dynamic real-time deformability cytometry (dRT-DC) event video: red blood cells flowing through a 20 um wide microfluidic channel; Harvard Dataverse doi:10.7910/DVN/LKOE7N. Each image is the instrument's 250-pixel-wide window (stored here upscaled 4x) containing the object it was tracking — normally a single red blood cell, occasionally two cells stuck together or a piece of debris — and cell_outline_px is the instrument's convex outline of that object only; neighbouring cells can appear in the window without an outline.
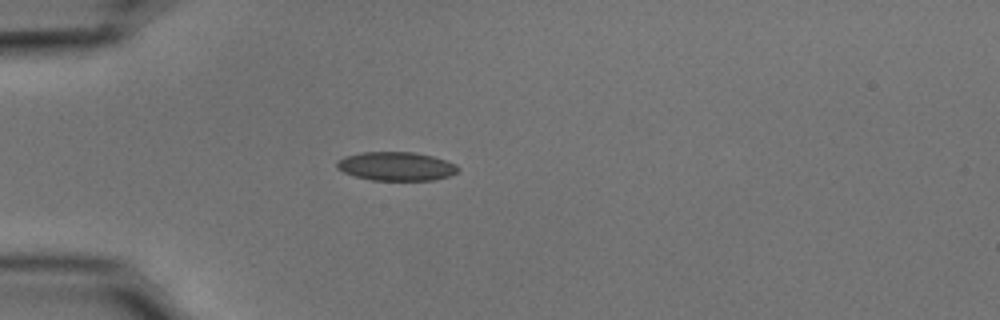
{"species": "common noctule bat (a hibernating species)", "species_latin": "Nyctalus noctula", "temperature_condition": "cold", "stored_images_in_passage": 19, "camera_frame_rate_fps": 3000, "um_per_image_px": 0.085, "animal": {"sex": "male", "body_mass_g": 15.6}, "frame": {"image": 1, "passage_image": 1, "time_ms": 0.0, "image_size_px": [1000, 320], "cell_outline_px": [[460, 168], [456, 172], [448, 176], [432, 180], [372, 180], [356, 176], [344, 172], [336, 168], [336, 160], [344, 156], [360, 152], [412, 152], [432, 156], [456, 164]], "centroid_in_image_um": [33.64, 14.12], "position_along_channel_um": 51.4, "area_um2": 20.23}}
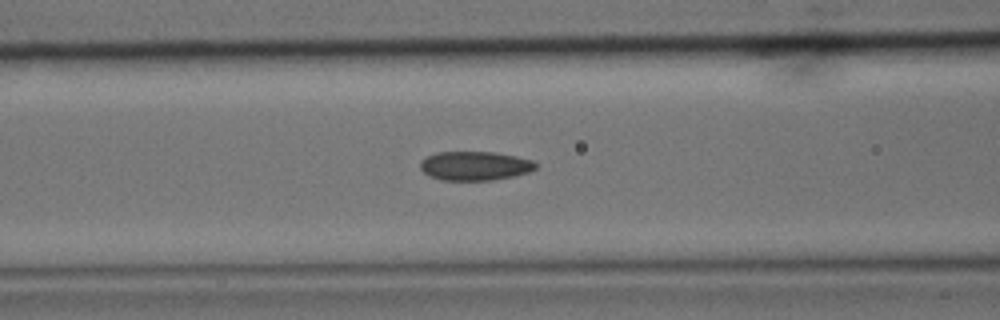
{"frame": {"image": 2, "passage_image": 8, "time_ms": 2.333, "image_size_px": [1000, 320], "cell_outline_px": [[536, 168], [528, 172], [512, 176], [492, 180], [440, 180], [428, 176], [420, 168], [420, 160], [436, 152], [492, 152], [516, 156], [532, 160], [536, 164]], "centroid_in_image_um": [40.32, 14.1], "position_along_channel_um": 126.3, "area_um2": 19.48}}
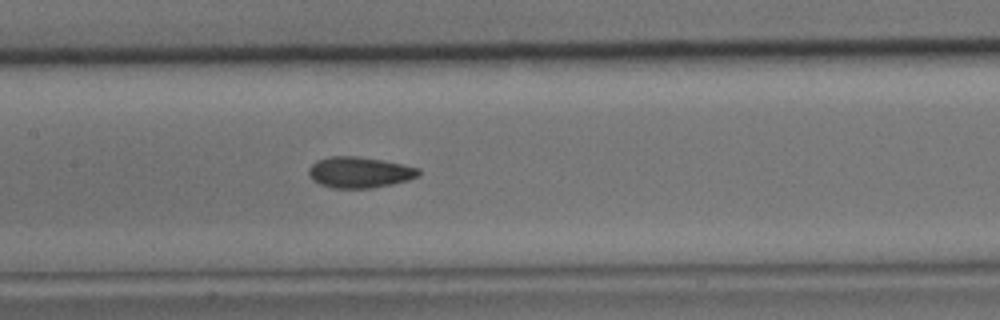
{"frame": {"image": 3, "passage_image": 12, "time_ms": 3.667, "image_size_px": [1000, 320], "cell_outline_px": [[420, 176], [408, 180], [392, 184], [372, 188], [332, 188], [320, 184], [312, 180], [308, 176], [308, 168], [316, 160], [332, 156], [356, 156], [404, 164], [420, 168]], "centroid_in_image_um": [30.55, 14.65], "position_along_channel_um": 176.8, "area_um2": 20.0}}